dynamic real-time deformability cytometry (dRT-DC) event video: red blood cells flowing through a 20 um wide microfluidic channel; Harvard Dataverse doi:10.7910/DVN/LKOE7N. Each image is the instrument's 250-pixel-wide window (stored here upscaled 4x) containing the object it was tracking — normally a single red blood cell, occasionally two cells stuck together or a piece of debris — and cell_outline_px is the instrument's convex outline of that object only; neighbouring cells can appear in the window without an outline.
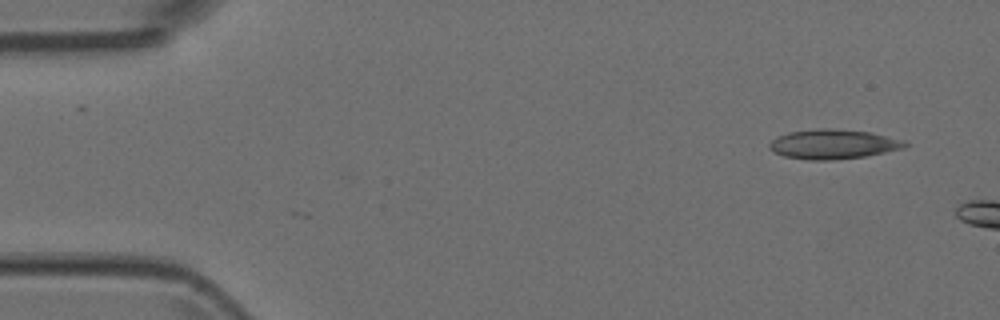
{"species": "Egyptian fruit bat (a non-hibernating species)", "species_latin": "Rousettus aegyptiacus", "temperature_condition": "room temperature", "stored_images_in_passage": 3, "camera_frame_rate_fps": 3000, "um_per_image_px": 0.085, "animal": {"sex": "female"}, "frame": {"image": 1, "passage_image": 1, "time_ms": 0.0, "image_size_px": [1000, 320], "cell_outline_px": [[908, 144], [904, 148], [864, 156], [832, 160], [808, 160], [784, 156], [772, 152], [768, 148], [768, 144], [776, 136], [788, 132], [816, 128], [828, 128], [868, 132], [908, 140]], "centroid_in_image_um": [70.79, 12.25], "position_along_channel_um": 14.2, "area_um2": 23.52}}